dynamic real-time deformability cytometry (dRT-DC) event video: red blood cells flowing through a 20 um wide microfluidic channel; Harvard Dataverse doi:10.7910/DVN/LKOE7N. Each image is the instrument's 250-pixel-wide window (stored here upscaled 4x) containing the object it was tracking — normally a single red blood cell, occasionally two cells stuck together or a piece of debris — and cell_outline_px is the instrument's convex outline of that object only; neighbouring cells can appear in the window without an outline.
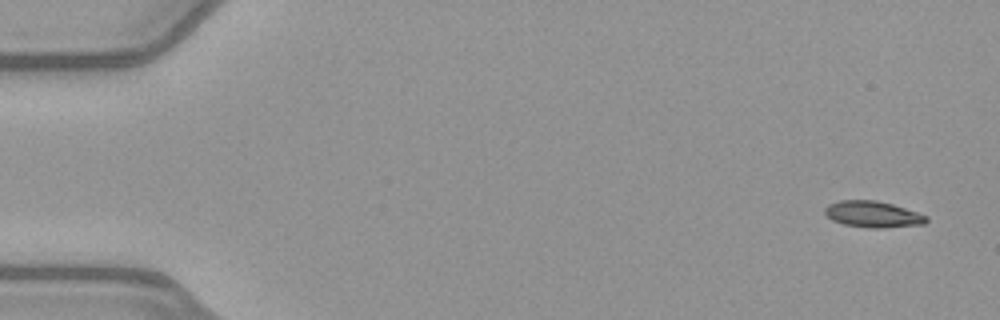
{"species": "common noctule bat (a hibernating species)", "species_latin": "Nyctalus noctula", "temperature_condition": "warm", "stored_images_in_passage": 50, "camera_frame_rate_fps": 3000, "um_per_image_px": 0.085, "animal": {"sex": "female", "body_mass_g": 21.9}, "frame": {"image": 1, "passage_image": 1, "time_ms": 0.0, "image_size_px": [1000, 320], "cell_outline_px": [[928, 220], [924, 224], [880, 228], [872, 228], [844, 224], [832, 220], [824, 212], [824, 208], [828, 204], [840, 200], [876, 200], [892, 204], [928, 216]], "centroid_in_image_um": [74.18, 18.21], "position_along_channel_um": 10.8, "area_um2": 15.43}}
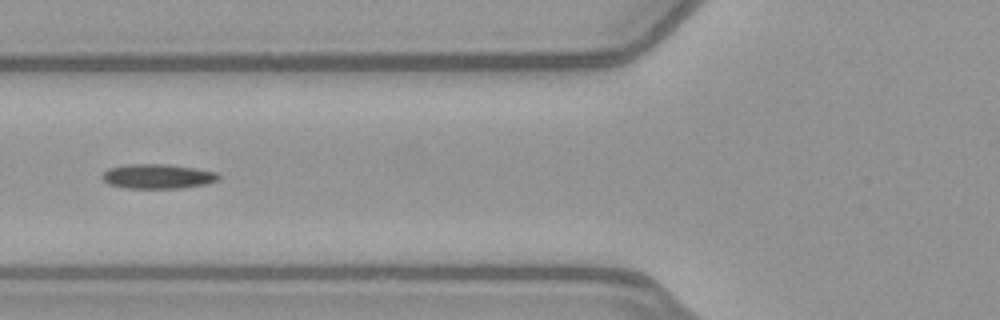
{"frame": {"image": 2, "passage_image": 19, "time_ms": 6.0, "image_size_px": [1000, 320], "cell_outline_px": [[220, 180], [208, 184], [184, 188], [124, 188], [108, 184], [100, 176], [108, 168], [128, 164], [168, 164], [196, 168], [216, 172], [220, 176]], "centroid_in_image_um": [13.43, 14.99], "position_along_channel_um": 112.4, "area_um2": 16.94}}
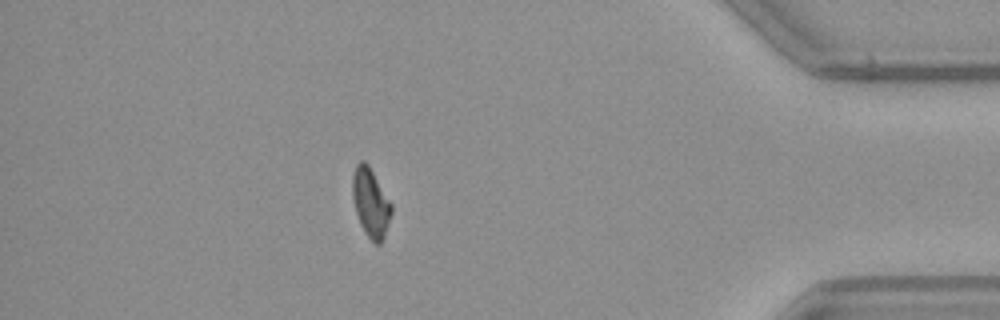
{"frame": {"image": 3, "passage_image": 44, "time_ms": 14.333, "image_size_px": [1000, 320], "cell_outline_px": [[392, 212], [384, 236], [380, 244], [376, 244], [364, 232], [360, 224], [356, 212], [352, 196], [352, 176], [356, 164], [360, 160], [364, 160], [368, 164], [392, 204]], "centroid_in_image_um": [31.49, 17.2], "position_along_channel_um": 403.7, "area_um2": 15.55}}